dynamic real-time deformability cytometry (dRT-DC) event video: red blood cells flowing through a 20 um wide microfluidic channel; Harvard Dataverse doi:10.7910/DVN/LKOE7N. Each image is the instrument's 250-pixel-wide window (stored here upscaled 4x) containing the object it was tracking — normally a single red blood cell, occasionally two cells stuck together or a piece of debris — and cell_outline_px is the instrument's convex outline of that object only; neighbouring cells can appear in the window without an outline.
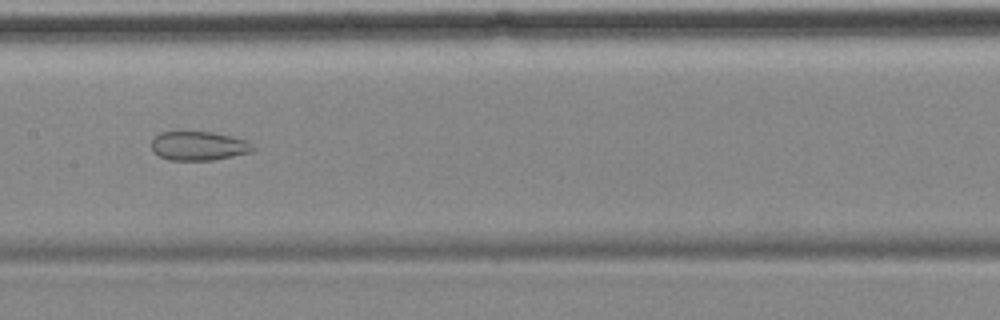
{"species": "common noctule bat (a hibernating species)", "species_latin": "Nyctalus noctula", "temperature_condition": "cold", "stored_images_in_passage": 9, "camera_frame_rate_fps": 3000, "um_per_image_px": 0.085, "animal": {"sex": "female", "body_mass_g": 18.4}, "frame": {"image": 1, "passage_image": 7, "time_ms": 7.0, "image_size_px": [1000, 320], "cell_outline_px": [[256, 148], [252, 152], [212, 160], [168, 160], [160, 156], [152, 148], [152, 140], [160, 132], [212, 132], [232, 136], [248, 140]], "centroid_in_image_um": [16.94, 12.4], "position_along_channel_um": 190.5, "area_um2": 17.11}}